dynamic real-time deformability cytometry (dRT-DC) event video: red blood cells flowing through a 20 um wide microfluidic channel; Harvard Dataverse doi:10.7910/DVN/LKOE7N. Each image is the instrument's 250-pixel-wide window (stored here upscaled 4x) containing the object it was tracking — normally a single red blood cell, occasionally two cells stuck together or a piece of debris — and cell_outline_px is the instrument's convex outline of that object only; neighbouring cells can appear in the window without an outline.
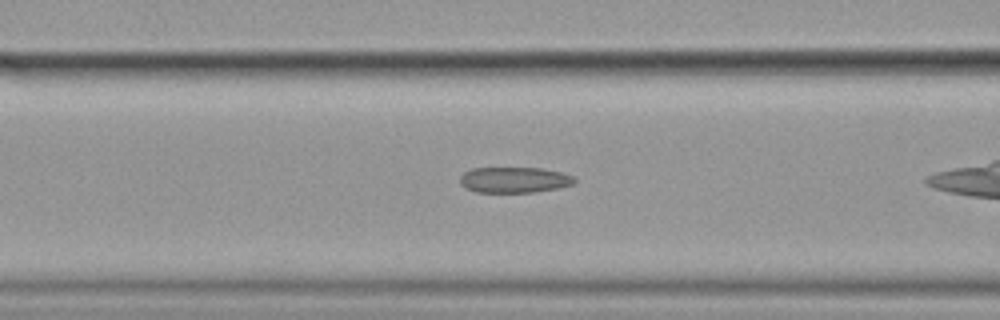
{"species": "common noctule bat (a hibernating species)", "species_latin": "Nyctalus noctula", "temperature_condition": "cold", "stored_images_in_passage": 36, "camera_frame_rate_fps": 3000, "um_per_image_px": 0.085, "animal": {"sex": "female", "body_mass_g": 19.9}, "frame": {"image": 1, "passage_image": 14, "time_ms": 4.333, "image_size_px": [1000, 320], "cell_outline_px": [[576, 180], [572, 184], [556, 188], [532, 192], [476, 192], [464, 188], [460, 184], [460, 176], [464, 172], [472, 168], [540, 168], [560, 172], [572, 176]], "centroid_in_image_um": [43.65, 15.29], "position_along_channel_um": 123.0, "area_um2": 17.05}}
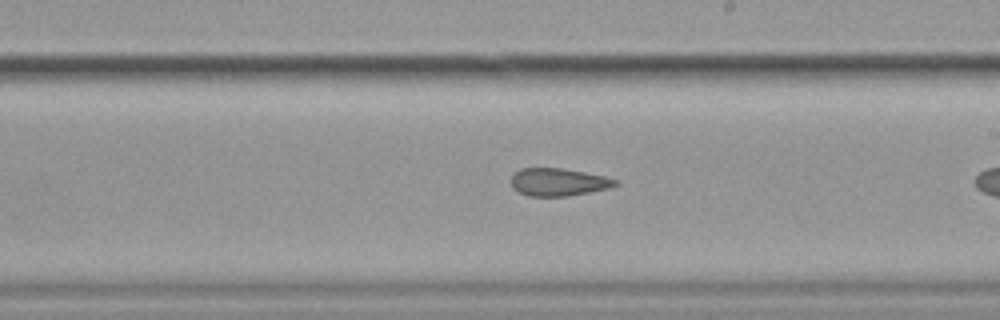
{"frame": {"image": 2, "passage_image": 24, "time_ms": 7.667, "image_size_px": [1000, 320], "cell_outline_px": [[620, 184], [608, 188], [568, 196], [528, 196], [512, 188], [512, 176], [520, 168], [560, 168], [584, 172], [604, 176], [616, 180]], "centroid_in_image_um": [47.45, 15.47], "position_along_channel_um": 241.5, "area_um2": 16.65}}
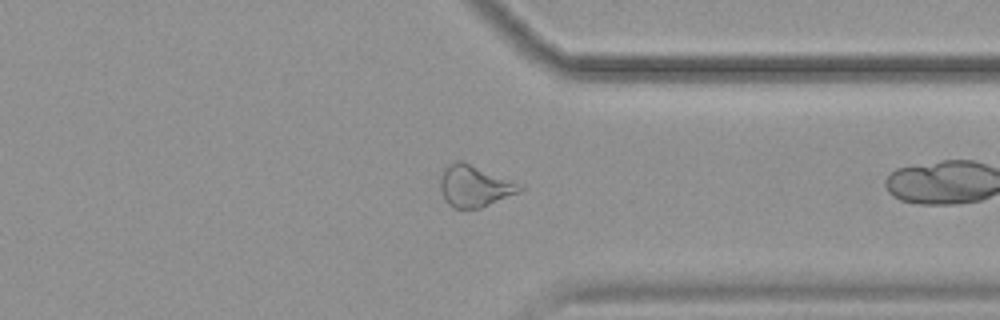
{"frame": {"image": 3, "passage_image": 35, "time_ms": 11.333, "image_size_px": [1000, 320], "cell_outline_px": [[524, 188], [520, 192], [480, 208], [452, 208], [448, 204], [440, 188], [440, 172], [448, 164], [456, 160], [464, 160], [524, 184]], "centroid_in_image_um": [40.36, 15.77], "position_along_channel_um": 371.0, "area_um2": 19.77}}